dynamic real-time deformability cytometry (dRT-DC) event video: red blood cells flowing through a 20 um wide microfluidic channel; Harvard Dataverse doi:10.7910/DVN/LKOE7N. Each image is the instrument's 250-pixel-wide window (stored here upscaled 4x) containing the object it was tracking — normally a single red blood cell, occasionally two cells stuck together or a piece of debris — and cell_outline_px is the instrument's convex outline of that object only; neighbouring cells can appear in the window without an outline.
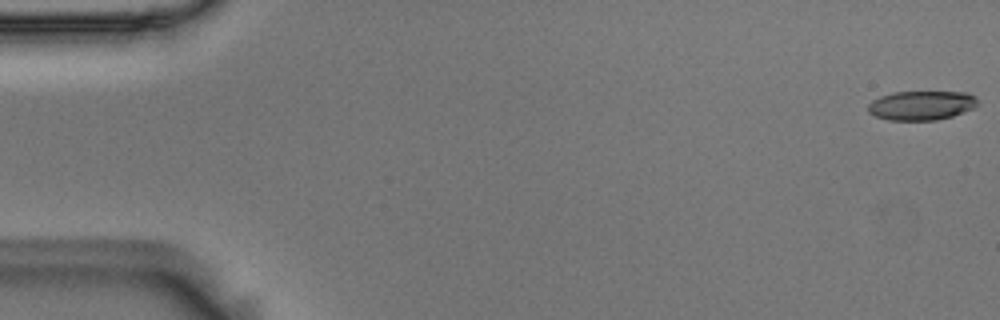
{"species": "Egyptian fruit bat (a non-hibernating species)", "species_latin": "Rousettus aegyptiacus", "temperature_condition": "room temperature", "stored_images_in_passage": 54, "camera_frame_rate_fps": 3000, "um_per_image_px": 0.085, "animal": {"sex": "male"}, "frame": {"image": 1, "passage_image": 1, "time_ms": 0.0, "image_size_px": [1000, 320], "cell_outline_px": [[980, 104], [976, 108], [952, 116], [936, 120], [888, 120], [876, 116], [868, 112], [868, 104], [872, 100], [880, 96], [892, 92], [968, 92], [976, 96], [980, 100]], "centroid_in_image_um": [78.38, 8.95], "position_along_channel_um": 6.6, "area_um2": 19.02}}
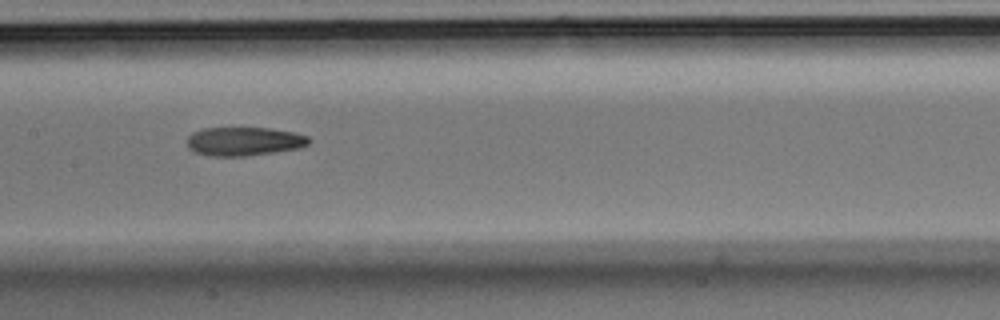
{"frame": {"image": 2, "passage_image": 27, "time_ms": 8.667, "image_size_px": [1000, 320], "cell_outline_px": [[312, 140], [308, 144], [300, 148], [276, 152], [248, 156], [208, 156], [196, 152], [188, 148], [188, 136], [192, 132], [204, 128], [268, 128], [292, 132], [308, 136]], "centroid_in_image_um": [20.76, 12.02], "position_along_channel_um": 186.6, "area_um2": 20.46}}
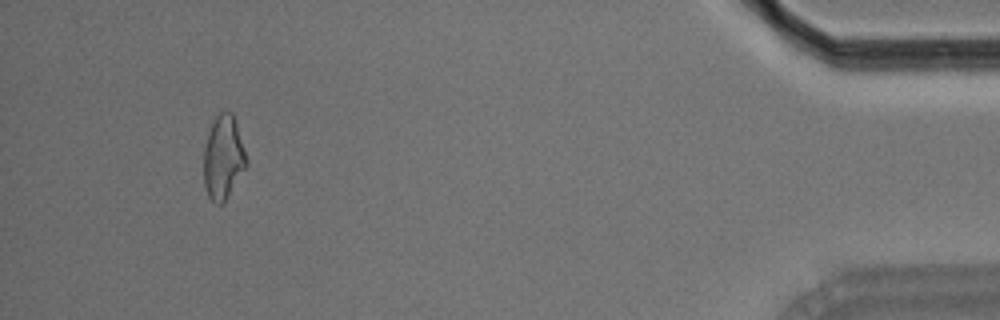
{"frame": {"image": 3, "passage_image": 51, "time_ms": 16.667, "image_size_px": [1000, 320], "cell_outline_px": [[248, 164], [224, 204], [216, 204], [208, 196], [204, 184], [204, 148], [208, 132], [216, 116], [220, 112], [232, 112], [236, 120], [248, 160]], "centroid_in_image_um": [19.0, 13.4], "position_along_channel_um": 416.2, "area_um2": 21.04}, "authors_computed_cell_mechanics": {"area_um2": 20.519, "velocity_mm_per_s": 3.7297, "shape_relaxation_time_tau1_ms": null, "shape_relaxation_time_tau2_ms": 8.8879, "deformation_change_tau1": null, "deformation_change_tau2": 0.2006}}